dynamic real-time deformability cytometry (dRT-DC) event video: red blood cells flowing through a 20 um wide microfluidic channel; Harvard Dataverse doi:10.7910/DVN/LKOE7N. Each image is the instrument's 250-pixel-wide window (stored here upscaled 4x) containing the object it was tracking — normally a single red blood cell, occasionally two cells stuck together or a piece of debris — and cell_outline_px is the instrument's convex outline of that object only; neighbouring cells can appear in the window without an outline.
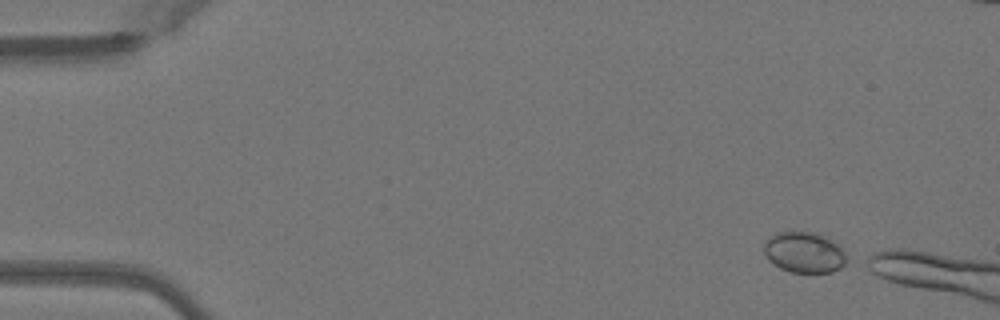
{"species": "Egyptian fruit bat (a non-hibernating species)", "species_latin": "Rousettus aegyptiacus", "temperature_condition": "warm", "stored_images_in_passage": 5, "camera_frame_rate_fps": 3000, "um_per_image_px": 0.085, "animal": {"sex": "female"}, "frame": {"image": 1, "passage_image": 1, "time_ms": 0.0, "image_size_px": [1000, 320], "cell_outline_px": [[852, 260], [848, 264], [832, 272], [792, 272], [780, 268], [772, 264], [768, 260], [764, 252], [764, 244], [776, 232], [816, 232], [824, 236], [836, 244]], "centroid_in_image_um": [68.4, 21.47], "position_along_channel_um": 16.6, "area_um2": 19.77}}